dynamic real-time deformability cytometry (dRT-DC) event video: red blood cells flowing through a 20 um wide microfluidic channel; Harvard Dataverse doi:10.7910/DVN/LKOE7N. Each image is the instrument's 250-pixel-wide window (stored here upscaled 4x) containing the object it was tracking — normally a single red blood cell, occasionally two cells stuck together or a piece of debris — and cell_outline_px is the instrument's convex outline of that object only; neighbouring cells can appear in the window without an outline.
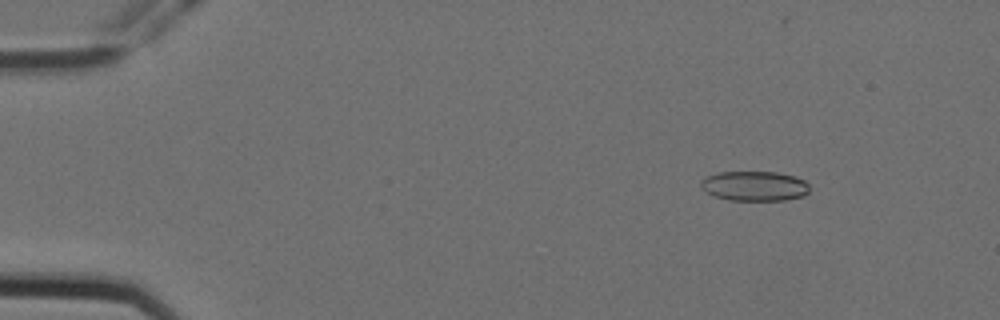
{"species": "Egyptian fruit bat (a non-hibernating species)", "species_latin": "Rousettus aegyptiacus", "temperature_condition": "cold", "stored_images_in_passage": 51, "camera_frame_rate_fps": 3000, "um_per_image_px": 0.085, "animal": {"sex": "female"}, "frame": {"image": 1, "passage_image": 1, "time_ms": 0.0, "image_size_px": [1000, 320], "cell_outline_px": [[808, 192], [804, 196], [784, 200], [728, 200], [712, 196], [700, 188], [700, 180], [704, 176], [720, 172], [776, 172], [796, 176], [804, 180], [808, 184]], "centroid_in_image_um": [64.09, 15.81], "position_along_channel_um": 20.9, "area_um2": 19.13}}
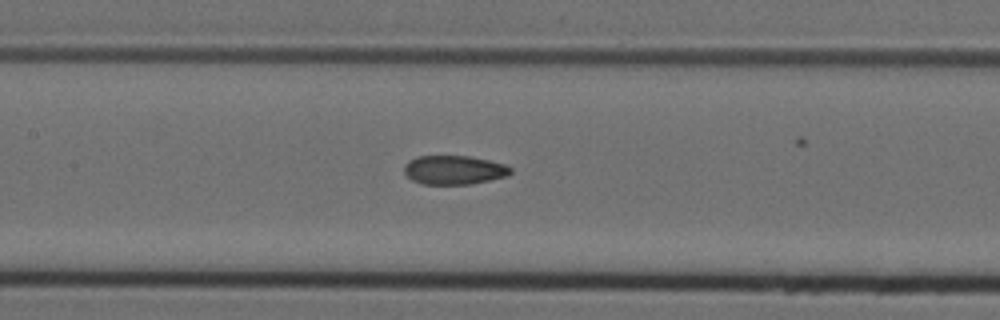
{"frame": {"image": 2, "passage_image": 21, "time_ms": 6.667, "image_size_px": [1000, 320], "cell_outline_px": [[512, 172], [508, 176], [472, 184], [424, 184], [412, 180], [404, 172], [404, 164], [408, 160], [416, 156], [468, 156], [508, 164], [512, 168]], "centroid_in_image_um": [38.62, 14.44], "position_along_channel_um": 168.8, "area_um2": 18.15}}
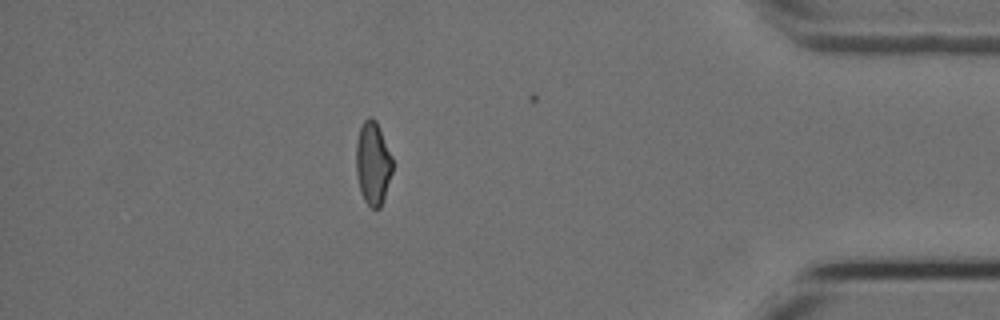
{"frame": {"image": 3, "passage_image": 44, "time_ms": 14.333, "image_size_px": [1000, 320], "cell_outline_px": [[392, 172], [384, 200], [380, 208], [372, 208], [364, 200], [360, 192], [356, 172], [356, 140], [360, 128], [364, 120], [368, 116], [372, 116], [376, 120], [380, 128], [392, 156]], "centroid_in_image_um": [31.69, 13.86], "position_along_channel_um": 403.5, "area_um2": 17.86}}